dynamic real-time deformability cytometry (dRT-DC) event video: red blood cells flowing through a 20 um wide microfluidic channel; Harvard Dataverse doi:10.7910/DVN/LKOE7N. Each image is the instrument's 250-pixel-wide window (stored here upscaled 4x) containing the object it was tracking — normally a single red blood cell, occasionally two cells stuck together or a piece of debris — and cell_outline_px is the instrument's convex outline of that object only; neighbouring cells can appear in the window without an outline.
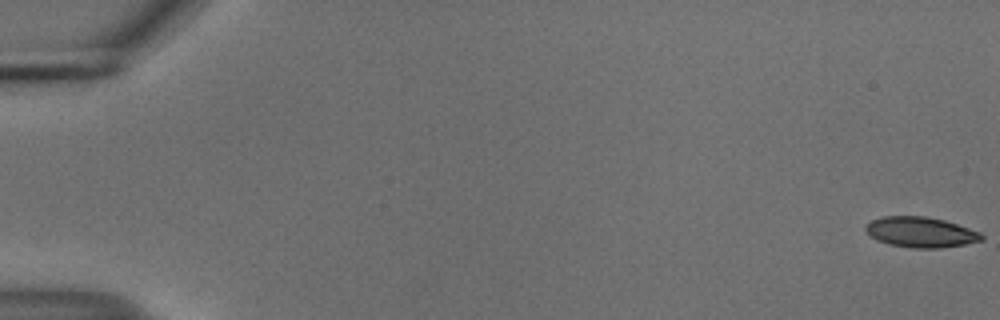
{"species": "common noctule bat (a hibernating species)", "species_latin": "Nyctalus noctula", "temperature_condition": "cold", "stored_images_in_passage": 22, "camera_frame_rate_fps": 3000, "um_per_image_px": 0.085, "animal": {"sex": "male", "body_mass_g": 18.8}, "frame": {"image": 1, "passage_image": 1, "time_ms": 0.0, "image_size_px": [1000, 320], "cell_outline_px": [[984, 240], [964, 244], [940, 248], [912, 248], [888, 244], [876, 240], [864, 228], [872, 220], [884, 216], [924, 216], [944, 220], [980, 232], [984, 236]], "centroid_in_image_um": [78.27, 19.74], "position_along_channel_um": 6.7, "area_um2": 20.4}}
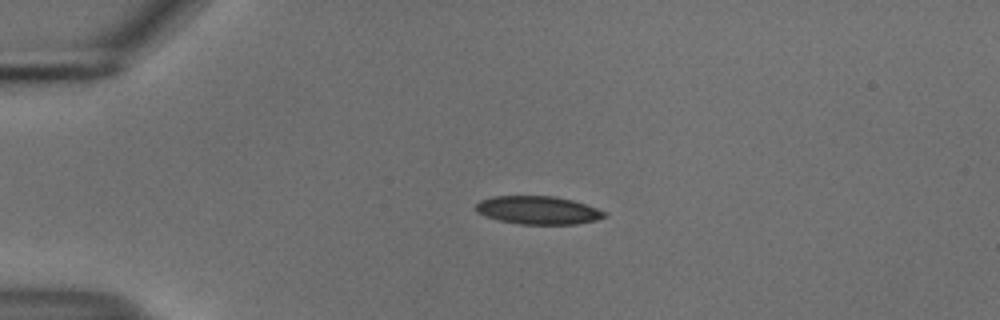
{"frame": {"image": 2, "passage_image": 14, "time_ms": 4.333, "image_size_px": [1000, 320], "cell_outline_px": [[608, 216], [596, 220], [576, 224], [520, 224], [500, 220], [476, 212], [476, 204], [480, 200], [492, 196], [556, 196], [572, 200], [608, 212]], "centroid_in_image_um": [45.76, 17.86], "position_along_channel_um": 39.2, "area_um2": 21.04}}